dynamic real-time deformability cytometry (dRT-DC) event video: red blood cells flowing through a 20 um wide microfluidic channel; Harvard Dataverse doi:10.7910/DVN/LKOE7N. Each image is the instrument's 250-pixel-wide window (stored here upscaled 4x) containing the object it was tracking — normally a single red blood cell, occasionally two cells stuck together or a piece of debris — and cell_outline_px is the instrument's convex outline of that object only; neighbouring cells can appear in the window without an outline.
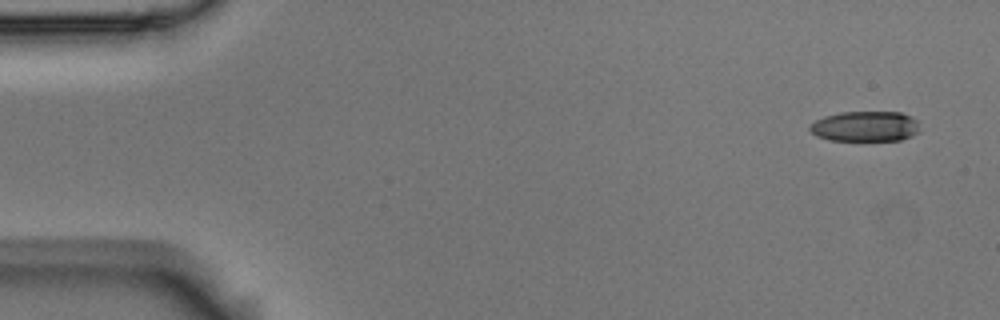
{"species": "Egyptian fruit bat (a non-hibernating species)", "species_latin": "Rousettus aegyptiacus", "temperature_condition": "room temperature", "stored_images_in_passage": 4, "camera_frame_rate_fps": 3000, "um_per_image_px": 0.085, "animal": {"sex": "male"}, "frame": {"image": 1, "passage_image": 1, "time_ms": 0.0, "image_size_px": [1000, 320], "cell_outline_px": [[920, 132], [912, 136], [900, 140], [828, 140], [816, 136], [808, 128], [816, 120], [824, 116], [840, 112], [900, 112], [912, 116], [916, 120]], "centroid_in_image_um": [73.56, 10.74], "position_along_channel_um": 11.4, "area_um2": 19.48}}
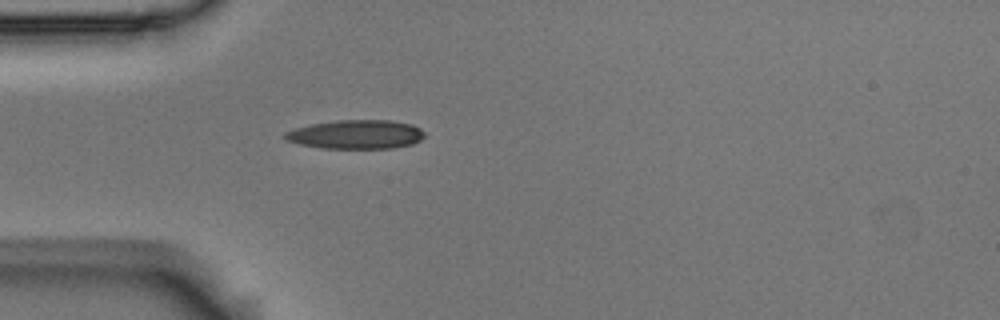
{"frame": {"image": 2, "passage_image": 4, "time_ms": 1.0, "image_size_px": [1000, 320], "cell_outline_px": [[424, 136], [420, 140], [412, 144], [392, 148], [324, 148], [300, 144], [288, 140], [284, 136], [284, 132], [296, 128], [312, 124], [340, 120], [388, 120], [412, 124], [420, 128], [424, 132]], "centroid_in_image_um": [30.3, 11.42], "position_along_channel_um": 54.7, "area_um2": 23.29}}